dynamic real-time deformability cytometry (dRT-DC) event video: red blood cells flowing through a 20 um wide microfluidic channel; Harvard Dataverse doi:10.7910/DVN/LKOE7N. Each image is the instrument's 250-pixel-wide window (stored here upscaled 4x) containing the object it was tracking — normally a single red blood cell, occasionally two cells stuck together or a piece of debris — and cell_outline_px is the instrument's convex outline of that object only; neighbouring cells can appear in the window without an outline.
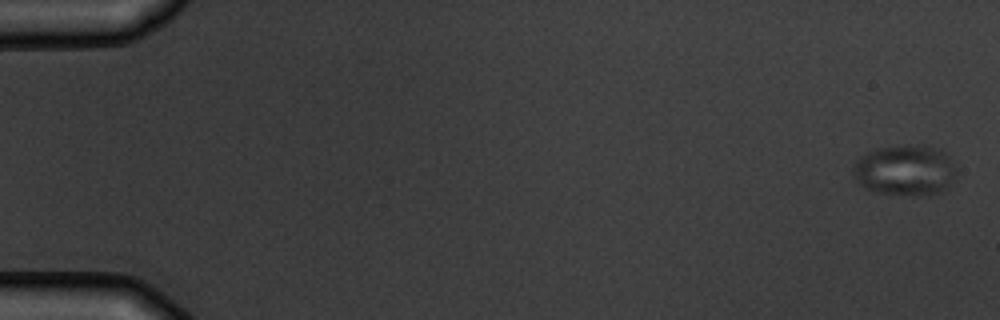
{"species": "common noctule bat (a hibernating species)", "species_latin": "Nyctalus noctula", "temperature_condition": "warm", "stored_images_in_passage": 5, "camera_frame_rate_fps": 3000, "um_per_image_px": 0.085, "animal": {"sex": "male", "body_mass_g": 19.5, "forearm_length_mm": 54.6}, "frame": {"image": 1, "passage_image": 1, "time_ms": 0.0, "image_size_px": [1000, 320], "cell_outline_px": [[956, 176], [952, 184], [928, 196], [876, 192], [864, 188], [856, 180], [852, 168], [852, 164], [860, 156], [876, 148], [908, 144], [928, 144], [940, 148], [948, 156], [956, 172]], "centroid_in_image_um": [76.92, 14.44], "position_along_channel_um": 8.1, "area_um2": 30.87}}